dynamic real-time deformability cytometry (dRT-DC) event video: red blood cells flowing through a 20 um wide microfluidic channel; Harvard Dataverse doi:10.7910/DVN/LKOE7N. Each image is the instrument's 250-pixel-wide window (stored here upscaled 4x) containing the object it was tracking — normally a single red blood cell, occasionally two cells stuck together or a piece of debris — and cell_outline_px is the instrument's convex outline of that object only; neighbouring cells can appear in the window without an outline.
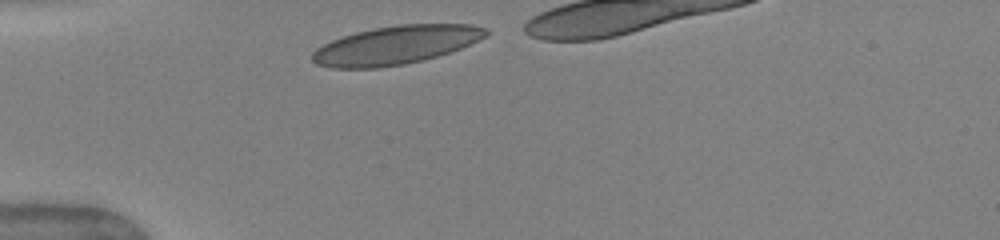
{"species": "human", "species_latin": "Homo sapiens", "temperature_condition": "warm", "stored_images_in_passage": 25, "camera_frame_rate_fps": 3000, "um_per_image_px": 0.085, "donor": {"sex": "female"}, "frame": {"image": 1, "passage_image": 1, "time_ms": 0.0, "image_size_px": [1000, 240], "cell_outline_px": [[492, 32], [460, 48], [424, 60], [404, 64], [376, 68], [332, 68], [316, 64], [312, 60], [312, 52], [316, 48], [332, 40], [356, 32], [372, 28], [400, 24], [472, 24], [484, 28]], "centroid_in_image_um": [33.61, 3.83], "position_along_channel_um": 51.4, "area_um2": 38.67}}